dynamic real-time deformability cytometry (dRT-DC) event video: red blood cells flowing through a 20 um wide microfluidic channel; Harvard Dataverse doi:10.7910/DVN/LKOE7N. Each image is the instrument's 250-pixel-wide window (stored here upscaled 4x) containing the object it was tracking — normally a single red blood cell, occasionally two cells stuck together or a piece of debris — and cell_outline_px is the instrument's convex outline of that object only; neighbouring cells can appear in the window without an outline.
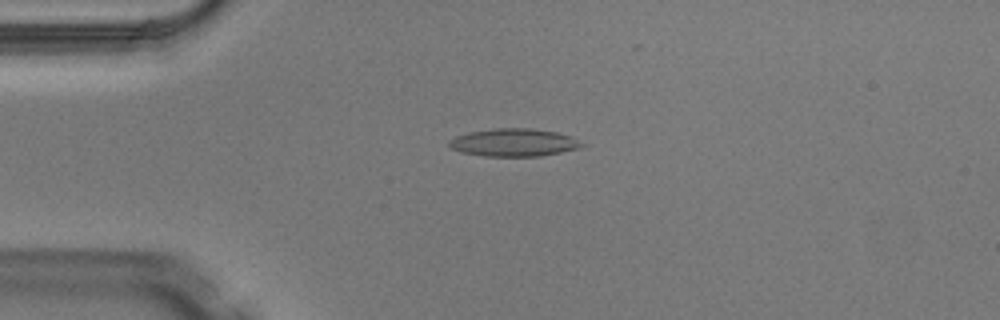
{"species": "Egyptian fruit bat (a non-hibernating species)", "species_latin": "Rousettus aegyptiacus", "temperature_condition": "warm", "stored_images_in_passage": 4, "camera_frame_rate_fps": 3000, "um_per_image_px": 0.085, "animal": {"sex": "male"}, "frame": {"image": 1, "passage_image": 2, "time_ms": 0.333, "image_size_px": [1000, 320], "cell_outline_px": [[588, 144], [580, 148], [540, 156], [484, 156], [460, 152], [452, 148], [448, 144], [448, 140], [456, 136], [468, 132], [496, 128], [532, 128], [556, 132], [572, 136]], "centroid_in_image_um": [43.71, 12.11], "position_along_channel_um": 41.3, "area_um2": 21.68}}